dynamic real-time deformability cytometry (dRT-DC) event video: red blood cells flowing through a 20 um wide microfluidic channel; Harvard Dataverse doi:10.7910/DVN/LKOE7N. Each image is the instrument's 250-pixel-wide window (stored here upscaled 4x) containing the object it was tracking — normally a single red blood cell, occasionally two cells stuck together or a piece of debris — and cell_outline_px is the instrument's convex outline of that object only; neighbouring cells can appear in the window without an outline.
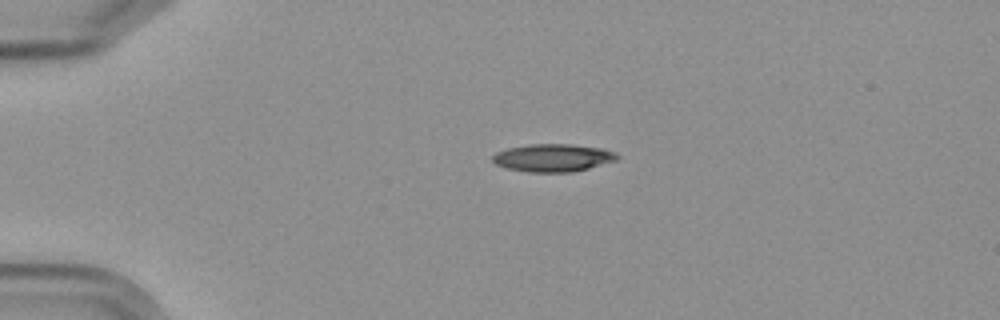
{"species": "Egyptian fruit bat (a non-hibernating species)", "species_latin": "Rousettus aegyptiacus", "temperature_condition": "cold", "stored_images_in_passage": 3, "camera_frame_rate_fps": 3000, "um_per_image_px": 0.085, "frame": {"image": 1, "passage_image": 1, "time_ms": 0.0, "image_size_px": [1000, 320], "cell_outline_px": [[620, 156], [616, 160], [588, 168], [572, 172], [528, 172], [508, 168], [496, 164], [492, 160], [492, 156], [496, 152], [508, 148], [528, 144], [572, 144], [604, 148], [616, 152]], "centroid_in_image_um": [47.02, 13.4], "position_along_channel_um": 38.0, "area_um2": 20.17}}
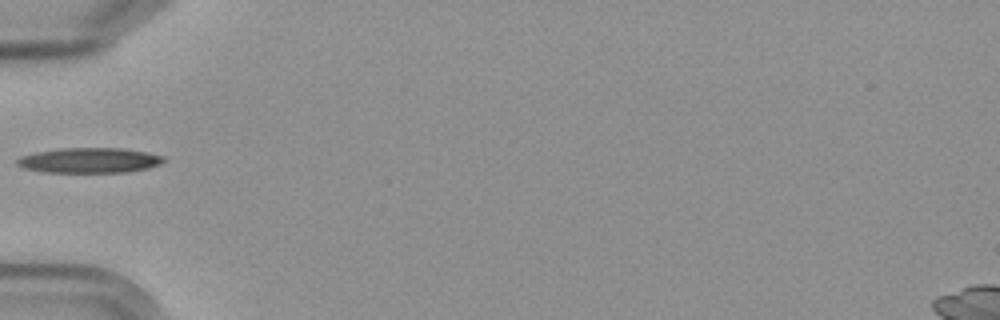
{"frame": {"image": 2, "passage_image": 3, "time_ms": 2.333, "image_size_px": [1000, 320], "cell_outline_px": [[168, 160], [160, 164], [148, 168], [124, 172], [44, 172], [24, 168], [16, 164], [16, 160], [20, 156], [36, 152], [60, 148], [120, 148], [148, 152], [164, 156]], "centroid_in_image_um": [7.62, 13.62], "position_along_channel_um": 77.4, "area_um2": 21.56}}